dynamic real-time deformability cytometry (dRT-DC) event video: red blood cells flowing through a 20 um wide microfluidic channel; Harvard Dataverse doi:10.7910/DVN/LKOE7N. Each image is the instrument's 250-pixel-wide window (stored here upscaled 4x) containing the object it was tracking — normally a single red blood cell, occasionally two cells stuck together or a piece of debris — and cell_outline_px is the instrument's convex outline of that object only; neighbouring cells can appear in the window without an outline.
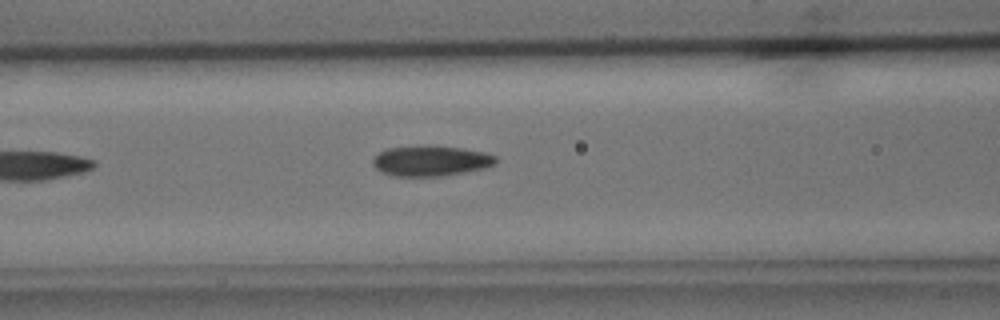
{"species": "common noctule bat (a hibernating species)", "species_latin": "Nyctalus noctula", "temperature_condition": "cold", "stored_images_in_passage": 5, "camera_frame_rate_fps": 3000, "um_per_image_px": 0.085, "animal": {"sex": "male", "body_mass_g": 15.6}, "frame": {"image": 1, "passage_image": 5, "time_ms": 5.0, "image_size_px": [1000, 320], "cell_outline_px": [[496, 164], [484, 168], [464, 172], [440, 176], [396, 176], [384, 172], [376, 168], [372, 164], [372, 160], [380, 152], [388, 148], [424, 144], [436, 144], [464, 148], [484, 152], [496, 156]], "centroid_in_image_um": [36.64, 13.64], "position_along_channel_um": 130.0, "area_um2": 22.08}}